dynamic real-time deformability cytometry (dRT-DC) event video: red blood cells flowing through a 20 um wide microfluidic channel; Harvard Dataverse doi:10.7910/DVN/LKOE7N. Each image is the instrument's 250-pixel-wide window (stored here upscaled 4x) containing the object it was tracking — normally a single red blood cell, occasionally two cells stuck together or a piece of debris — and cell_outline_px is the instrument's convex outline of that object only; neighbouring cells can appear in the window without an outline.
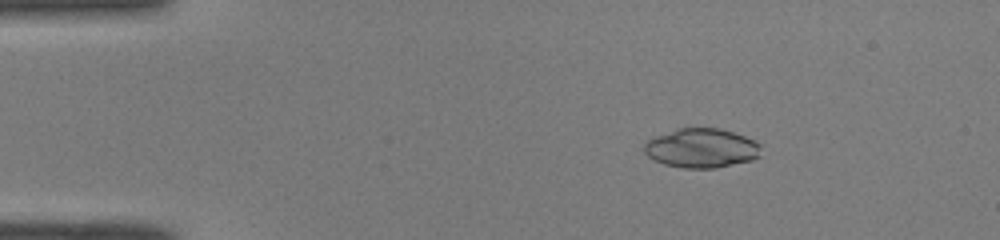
{"species": "common noctule bat (a hibernating species)", "species_latin": "Nyctalus noctula", "temperature_condition": "room temperature", "stored_images_in_passage": 50, "camera_frame_rate_fps": 3000, "um_per_image_px": 0.085, "animal": {"sex": "male", "body_mass_g": 19.0, "forearm_length_mm": 50.8}, "frame": {"image": 1, "passage_image": 7, "time_ms": 2.0, "image_size_px": [1000, 240], "cell_outline_px": [[760, 156], [752, 160], [716, 168], [684, 168], [664, 164], [652, 160], [644, 152], [644, 144], [648, 140], [656, 136], [676, 128], [720, 128], [756, 140], [760, 144]], "centroid_in_image_um": [59.62, 12.59], "position_along_channel_um": 25.4, "area_um2": 26.88}}
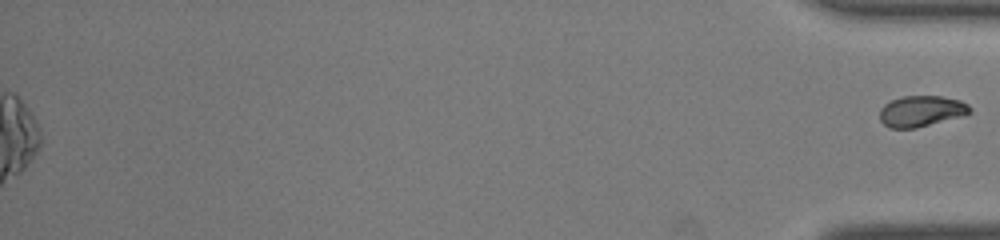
{"frame": {"image": 2, "passage_image": 50, "time_ms": 16.333, "image_size_px": [1000, 240], "cell_outline_px": [[972, 112], [964, 116], [916, 128], [888, 128], [880, 120], [880, 108], [884, 104], [892, 100], [904, 96], [944, 96], [960, 100], [968, 104], [972, 108]], "centroid_in_image_um": [78.34, 9.45], "position_along_channel_um": 356.9, "area_um2": 16.47}}